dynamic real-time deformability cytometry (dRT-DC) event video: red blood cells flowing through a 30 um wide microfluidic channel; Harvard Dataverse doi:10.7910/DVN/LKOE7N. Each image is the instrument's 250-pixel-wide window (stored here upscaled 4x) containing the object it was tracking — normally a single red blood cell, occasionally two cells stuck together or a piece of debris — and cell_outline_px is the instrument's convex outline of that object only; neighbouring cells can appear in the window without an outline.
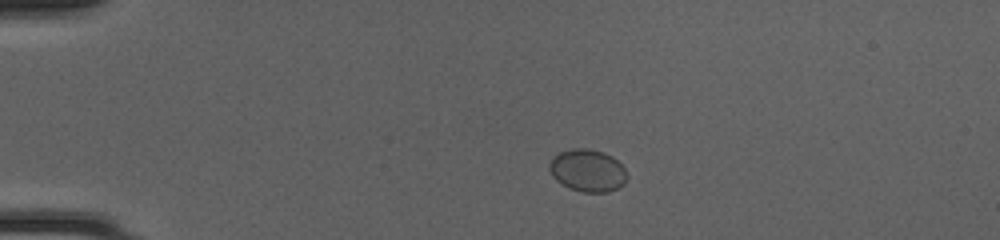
{"species": "common noctule bat (a hibernating species)", "species_latin": "Nyctalus noctula", "temperature_condition": "cold", "stored_images_in_passage": 41, "camera_frame_rate_fps": 3000, "um_per_image_px": 0.085, "animal": {"sex": "female", "body_mass_g": 20.0, "forearm_length_mm": 54.0}, "frame": {"image": 1, "passage_image": 9, "time_ms": 2.667, "image_size_px": [1000, 240], "cell_outline_px": [[628, 176], [624, 184], [608, 192], [584, 192], [568, 188], [556, 180], [552, 176], [548, 168], [548, 164], [552, 156], [560, 152], [572, 148], [588, 148], [604, 152], [612, 156], [624, 168]], "centroid_in_image_um": [49.92, 14.48], "position_along_channel_um": 35.1, "area_um2": 19.36}}
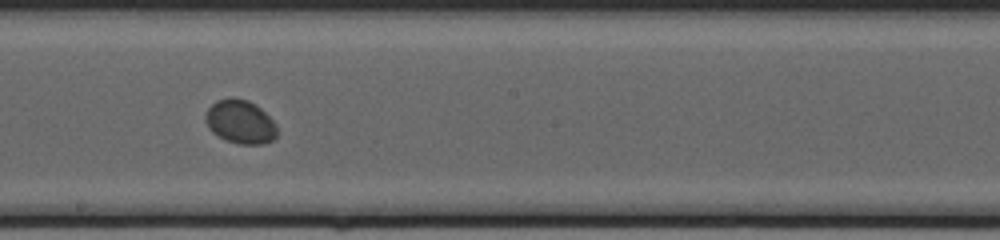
{"frame": {"image": 2, "passage_image": 27, "time_ms": 8.667, "image_size_px": [1000, 240], "cell_outline_px": [[276, 136], [272, 140], [264, 144], [240, 144], [224, 140], [216, 136], [208, 128], [204, 120], [204, 116], [208, 108], [216, 100], [232, 96], [248, 100], [256, 104], [276, 124]], "centroid_in_image_um": [20.38, 10.35], "position_along_channel_um": 227.8, "area_um2": 18.5}}
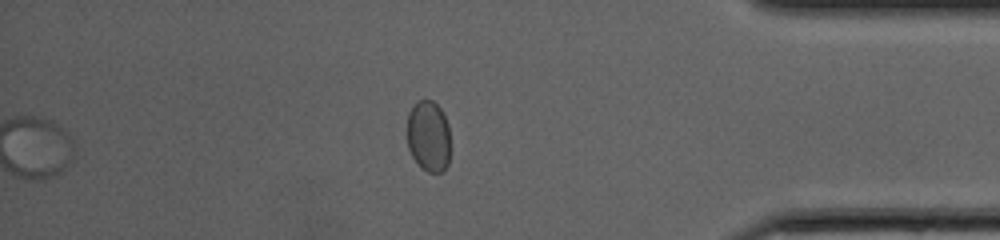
{"frame": {"image": 3, "passage_image": 41, "time_ms": 13.333, "image_size_px": [1000, 240], "cell_outline_px": [[448, 164], [444, 172], [428, 172], [420, 168], [412, 156], [408, 148], [408, 112], [416, 100], [432, 100], [440, 108], [448, 124]], "centroid_in_image_um": [36.4, 11.58], "position_along_channel_um": 398.8, "area_um2": 17.92}, "authors_computed_cell_mechanics": {"area_um2": 18.3804, "velocity_mm_per_s": 4.2155, "shape_relaxation_time_tau1_ms": 2.8709, "shape_relaxation_time_tau2_ms": 1.3212, "deformation_change_tau1": 0.027, "deformation_change_tau2": 0.0089}}